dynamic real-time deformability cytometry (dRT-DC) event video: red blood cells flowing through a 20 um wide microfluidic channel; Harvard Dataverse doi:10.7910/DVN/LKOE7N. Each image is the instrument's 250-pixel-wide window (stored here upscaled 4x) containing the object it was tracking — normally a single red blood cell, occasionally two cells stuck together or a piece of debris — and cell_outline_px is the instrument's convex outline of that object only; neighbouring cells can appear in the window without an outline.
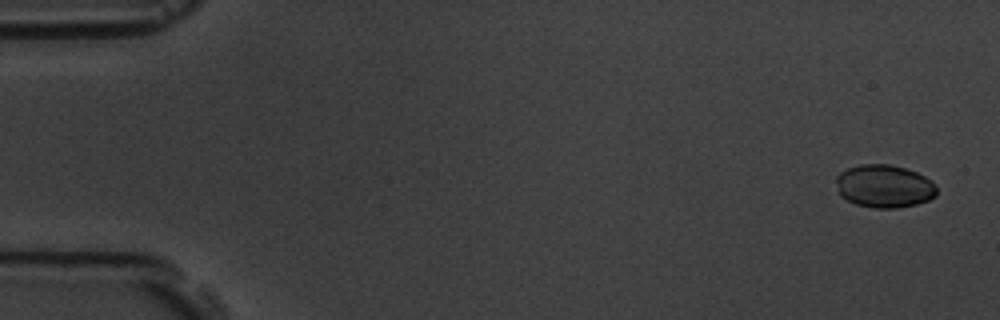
{"species": "common noctule bat (a hibernating species)", "species_latin": "Nyctalus noctula", "temperature_condition": "room temperature", "stored_images_in_passage": 4, "camera_frame_rate_fps": 3000, "um_per_image_px": 0.085, "animal": {"sex": "male", "body_mass_g": 19.5, "forearm_length_mm": 54.6}, "frame": {"image": 1, "passage_image": 1, "time_ms": 0.0, "image_size_px": [1000, 320], "cell_outline_px": [[936, 196], [928, 200], [916, 204], [896, 208], [872, 208], [856, 204], [840, 196], [836, 180], [836, 176], [840, 172], [848, 168], [860, 164], [888, 164], [904, 168], [916, 172], [924, 176], [936, 188]], "centroid_in_image_um": [75.13, 15.83], "position_along_channel_um": 9.9, "area_um2": 24.97}}
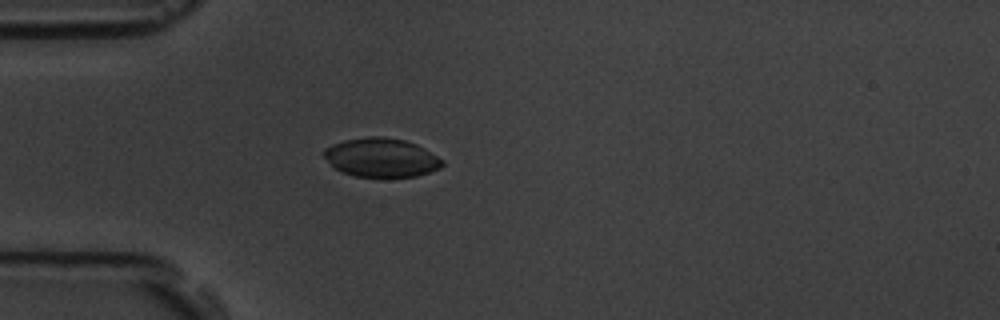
{"frame": {"image": 2, "passage_image": 4, "time_ms": 4.667, "image_size_px": [1000, 320], "cell_outline_px": [[444, 164], [440, 168], [416, 176], [384, 180], [356, 176], [340, 172], [332, 168], [324, 156], [324, 148], [332, 144], [344, 140], [364, 136], [384, 136], [404, 140], [416, 144], [424, 148], [444, 160]], "centroid_in_image_um": [32.39, 13.43], "position_along_channel_um": 52.6, "area_um2": 27.8}}